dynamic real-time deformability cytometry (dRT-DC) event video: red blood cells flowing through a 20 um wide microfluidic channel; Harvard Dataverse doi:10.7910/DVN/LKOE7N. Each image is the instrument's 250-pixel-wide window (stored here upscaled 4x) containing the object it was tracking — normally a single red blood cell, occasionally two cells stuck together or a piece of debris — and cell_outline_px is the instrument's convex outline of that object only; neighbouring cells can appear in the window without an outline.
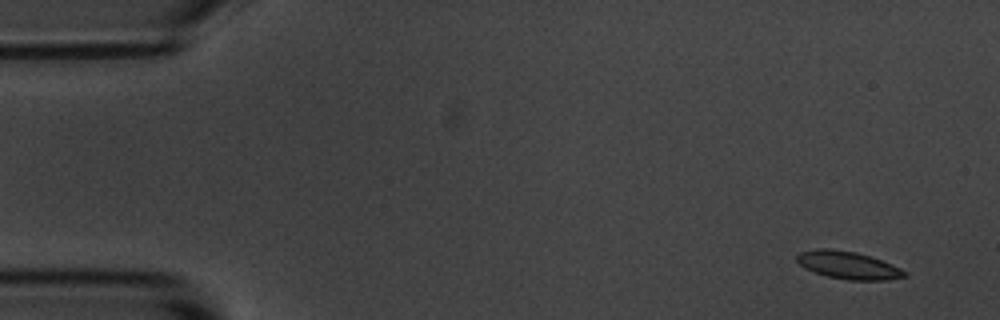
{"species": "common noctule bat (a hibernating species)", "species_latin": "Nyctalus noctula", "temperature_condition": "room temperature", "stored_images_in_passage": 6, "camera_frame_rate_fps": 3000, "um_per_image_px": 0.085, "animal": {"sex": "male", "body_mass_g": 20.1, "forearm_length_mm": 53.5}, "frame": {"image": 1, "passage_image": 1, "time_ms": 0.0, "image_size_px": [1000, 320], "cell_outline_px": [[908, 276], [884, 280], [848, 280], [828, 276], [804, 268], [796, 260], [796, 256], [800, 252], [820, 248], [828, 248], [856, 252], [872, 256], [892, 264], [908, 272]], "centroid_in_image_um": [72.12, 22.53], "position_along_channel_um": 12.9, "area_um2": 17.34}}
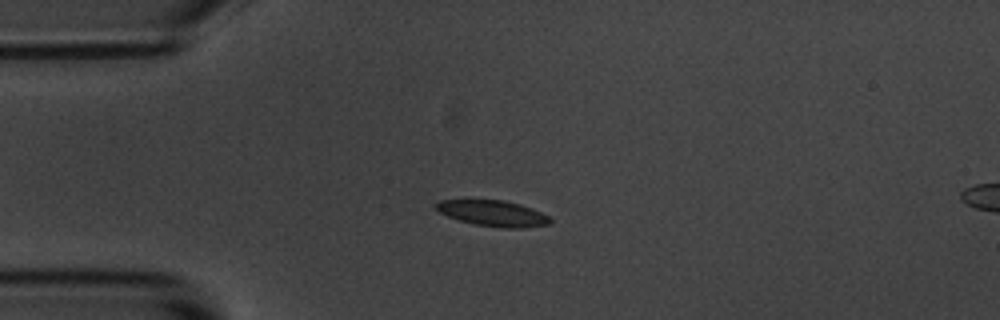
{"frame": {"image": 2, "passage_image": 4, "time_ms": 3.333, "image_size_px": [1000, 320], "cell_outline_px": [[552, 224], [524, 228], [504, 228], [472, 224], [448, 216], [440, 212], [432, 204], [440, 200], [504, 200], [520, 204], [532, 208], [548, 216], [552, 220]], "centroid_in_image_um": [41.92, 18.14], "position_along_channel_um": 43.1, "area_um2": 17.28}}